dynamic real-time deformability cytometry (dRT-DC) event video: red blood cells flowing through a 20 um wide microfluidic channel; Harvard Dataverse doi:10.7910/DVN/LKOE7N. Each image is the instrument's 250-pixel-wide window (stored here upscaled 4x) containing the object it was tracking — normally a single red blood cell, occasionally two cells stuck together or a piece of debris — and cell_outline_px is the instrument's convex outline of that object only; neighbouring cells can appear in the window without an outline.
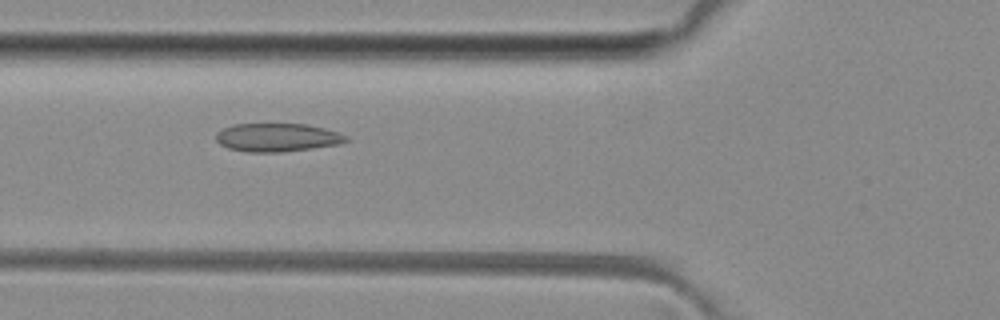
{"species": "common noctule bat (a hibernating species)", "species_latin": "Nyctalus noctula", "temperature_condition": "room temperature", "stored_images_in_passage": 30, "camera_frame_rate_fps": 3000, "um_per_image_px": 0.085, "animal": {"sex": "female", "body_mass_g": 29.2, "forearm_length_mm": 56.3}, "frame": {"image": 1, "passage_image": 4, "time_ms": 1.0, "image_size_px": [1000, 320], "cell_outline_px": [[348, 140], [336, 144], [312, 148], [280, 152], [252, 152], [228, 148], [220, 144], [216, 140], [216, 132], [232, 124], [308, 124], [340, 132], [348, 136]], "centroid_in_image_um": [23.56, 11.67], "position_along_channel_um": 102.2, "area_um2": 21.39}}
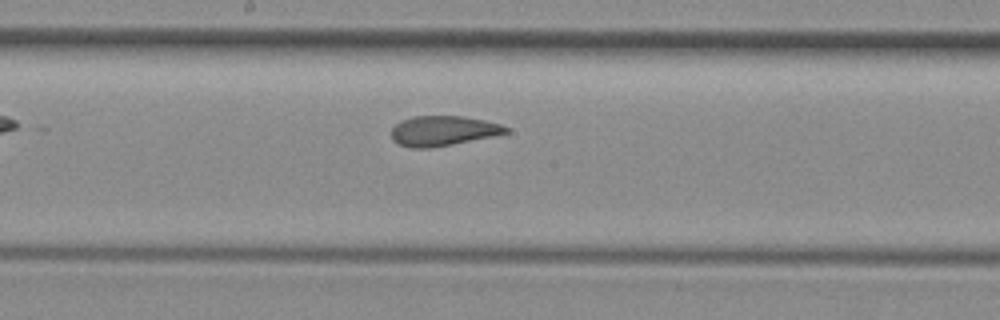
{"frame": {"image": 2, "passage_image": 12, "time_ms": 3.667, "image_size_px": [1000, 320], "cell_outline_px": [[508, 132], [492, 136], [452, 144], [428, 148], [408, 148], [396, 144], [392, 140], [392, 128], [400, 120], [412, 116], [464, 116], [484, 120], [500, 124], [508, 128]], "centroid_in_image_um": [37.59, 11.12], "position_along_channel_um": 210.6, "area_um2": 20.0}}
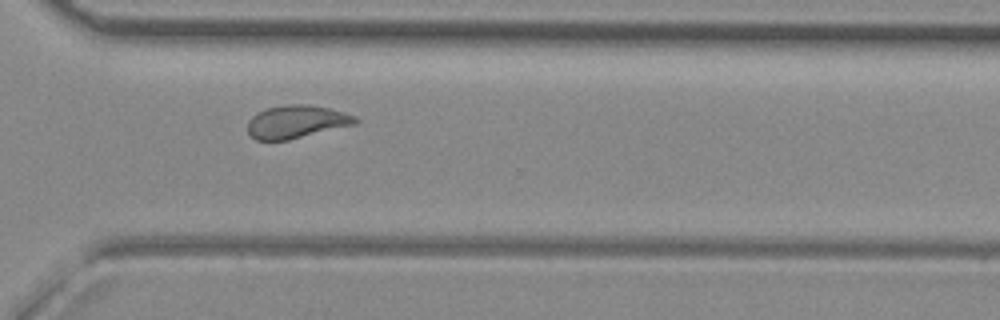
{"frame": {"image": 3, "passage_image": 22, "time_ms": 7.0, "image_size_px": [1000, 320], "cell_outline_px": [[360, 120], [356, 124], [288, 140], [256, 140], [248, 132], [248, 120], [256, 112], [268, 108], [288, 104], [308, 104], [328, 108], [344, 112], [356, 116]], "centroid_in_image_um": [25.21, 10.34], "position_along_channel_um": 345.4, "area_um2": 20.69}, "authors_computed_cell_mechanics": {"area_um2": 20.7213, "velocity_mm_per_s": 4.0565, "shape_relaxation_time_tau1_ms": null, "shape_relaxation_time_tau2_ms": 1.6135, "deformation_change_tau1": null, "deformation_change_tau2": 0.0881}}